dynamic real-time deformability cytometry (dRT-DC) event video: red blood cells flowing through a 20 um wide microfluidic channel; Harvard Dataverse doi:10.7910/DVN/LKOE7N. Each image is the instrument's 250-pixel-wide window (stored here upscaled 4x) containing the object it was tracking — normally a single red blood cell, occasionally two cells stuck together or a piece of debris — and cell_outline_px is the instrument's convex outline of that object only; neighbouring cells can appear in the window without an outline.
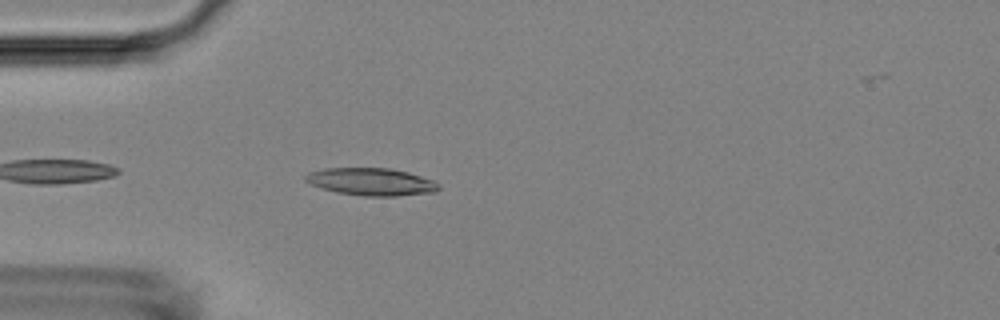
{"species": "Egyptian fruit bat (a non-hibernating species)", "species_latin": "Rousettus aegyptiacus", "temperature_condition": "room temperature", "stored_images_in_passage": 21, "camera_frame_rate_fps": 3000, "um_per_image_px": 0.085, "animal": {"sex": "female"}, "frame": {"image": 1, "passage_image": 4, "time_ms": 1.0, "image_size_px": [1000, 320], "cell_outline_px": [[440, 188], [436, 192], [396, 196], [364, 196], [336, 192], [312, 184], [304, 180], [304, 176], [308, 172], [324, 168], [388, 168], [408, 172], [436, 180], [440, 184]], "centroid_in_image_um": [31.61, 15.44], "position_along_channel_um": 53.4, "area_um2": 21.44}}